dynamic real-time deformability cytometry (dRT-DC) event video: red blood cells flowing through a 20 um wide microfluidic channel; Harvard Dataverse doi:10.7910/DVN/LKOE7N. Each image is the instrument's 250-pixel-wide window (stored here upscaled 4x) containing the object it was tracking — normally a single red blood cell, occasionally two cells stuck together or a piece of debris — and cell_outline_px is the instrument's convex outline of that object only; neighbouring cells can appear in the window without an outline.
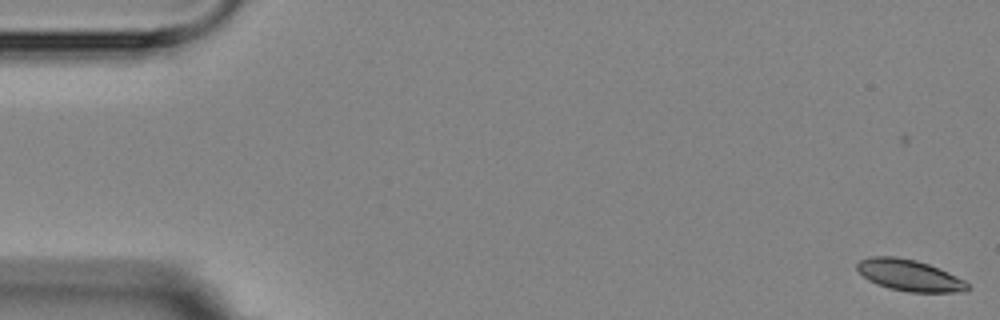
{"species": "Egyptian fruit bat (a non-hibernating species)", "species_latin": "Rousettus aegyptiacus", "temperature_condition": "room temperature", "stored_images_in_passage": 6, "camera_frame_rate_fps": 3000, "um_per_image_px": 0.085, "animal": {"sex": "female"}, "frame": {"image": 1, "passage_image": 1, "time_ms": 0.0, "image_size_px": [1000, 320], "cell_outline_px": [[972, 288], [964, 292], [908, 292], [888, 288], [876, 284], [868, 280], [856, 268], [856, 264], [860, 260], [872, 256], [896, 256], [916, 260], [928, 264], [948, 272], [964, 280]], "centroid_in_image_um": [77.31, 23.41], "position_along_channel_um": 7.7, "area_um2": 20.29}}